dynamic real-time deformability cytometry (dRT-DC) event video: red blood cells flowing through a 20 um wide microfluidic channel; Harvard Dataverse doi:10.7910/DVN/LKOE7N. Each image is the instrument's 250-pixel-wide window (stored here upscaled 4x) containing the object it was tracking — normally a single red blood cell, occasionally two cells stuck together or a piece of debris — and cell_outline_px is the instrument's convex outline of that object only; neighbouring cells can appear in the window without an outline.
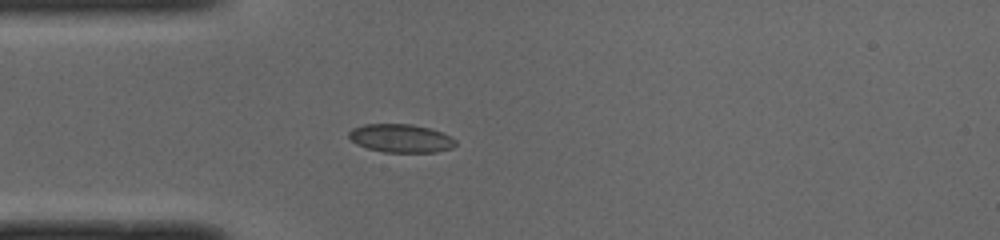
{"species": "common noctule bat (a hibernating species)", "species_latin": "Nyctalus noctula", "temperature_condition": "cold", "stored_images_in_passage": 38, "camera_frame_rate_fps": 3000, "um_per_image_px": 0.085, "animal": {"sex": "male", "body_mass_g": 19.0, "forearm_length_mm": 50.8}, "frame": {"image": 1, "passage_image": 1, "time_ms": 0.0, "image_size_px": [1000, 240], "cell_outline_px": [[456, 144], [452, 148], [436, 152], [384, 152], [368, 148], [356, 144], [348, 136], [348, 132], [352, 128], [364, 124], [412, 124], [444, 132], [452, 136], [456, 140]], "centroid_in_image_um": [34.09, 11.75], "position_along_channel_um": 50.9, "area_um2": 17.74}}
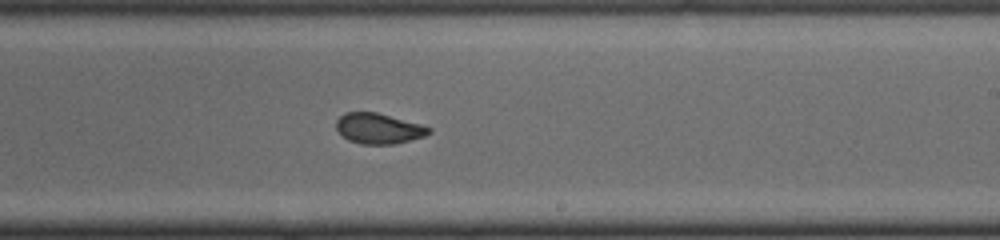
{"frame": {"image": 2, "passage_image": 17, "time_ms": 5.333, "image_size_px": [1000, 240], "cell_outline_px": [[432, 132], [424, 136], [396, 144], [360, 144], [348, 140], [336, 128], [336, 120], [344, 112], [376, 112], [420, 124], [432, 128]], "centroid_in_image_um": [32.18, 10.92], "position_along_channel_um": 256.8, "area_um2": 16.42}}
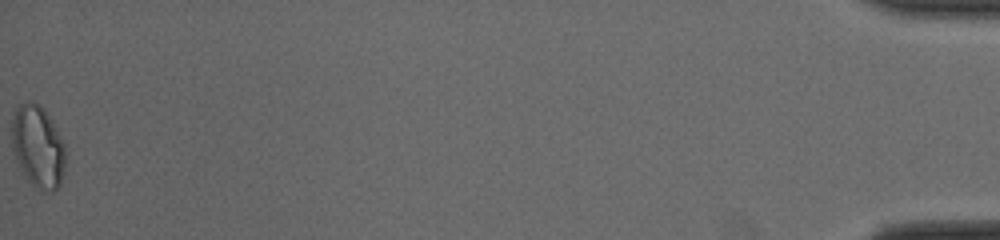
{"frame": {"image": 3, "passage_image": 38, "time_ms": 12.333, "image_size_px": [1000, 240], "cell_outline_px": [[64, 172], [60, 184], [52, 192], [36, 188], [24, 176], [16, 160], [12, 148], [12, 116], [16, 108], [20, 104], [28, 100], [32, 100], [44, 108], [56, 128], [64, 144]], "centroid_in_image_um": [3.2, 12.44], "position_along_channel_um": 432.0, "area_um2": 25.72}, "authors_computed_cell_mechanics": {"area_um2": 17.4556, "velocity_mm_per_s": 3.9871, "shape_relaxation_time_tau1_ms": 3.6123, "shape_relaxation_time_tau2_ms": 1.0335, "deformation_change_tau1": 0.0949, "deformation_change_tau2": 0.0573}}